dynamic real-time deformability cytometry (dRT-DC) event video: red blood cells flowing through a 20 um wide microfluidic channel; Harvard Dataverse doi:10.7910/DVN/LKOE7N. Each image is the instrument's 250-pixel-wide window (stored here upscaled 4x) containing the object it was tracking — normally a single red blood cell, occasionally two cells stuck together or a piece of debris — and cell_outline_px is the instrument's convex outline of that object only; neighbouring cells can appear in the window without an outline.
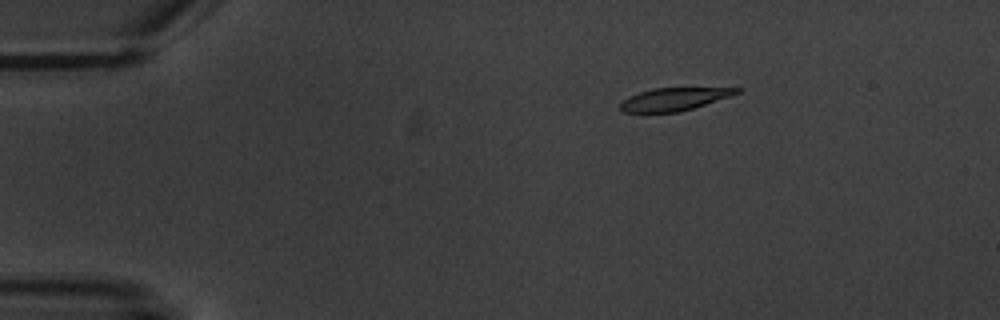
{"species": "common noctule bat (a hibernating species)", "species_latin": "Nyctalus noctula", "temperature_condition": "warm", "stored_images_in_passage": 5, "camera_frame_rate_fps": 3000, "um_per_image_px": 0.085, "animal": {"sex": "male", "body_mass_g": 20.1, "forearm_length_mm": 53.5}, "frame": {"image": 1, "passage_image": 2, "time_ms": 1.333, "image_size_px": [1000, 320], "cell_outline_px": [[744, 88], [740, 92], [732, 96], [680, 112], [624, 112], [620, 108], [620, 104], [628, 96], [640, 92], [656, 88]], "centroid_in_image_um": [57.33, 8.43], "position_along_channel_um": 27.7, "area_um2": 15.32}}
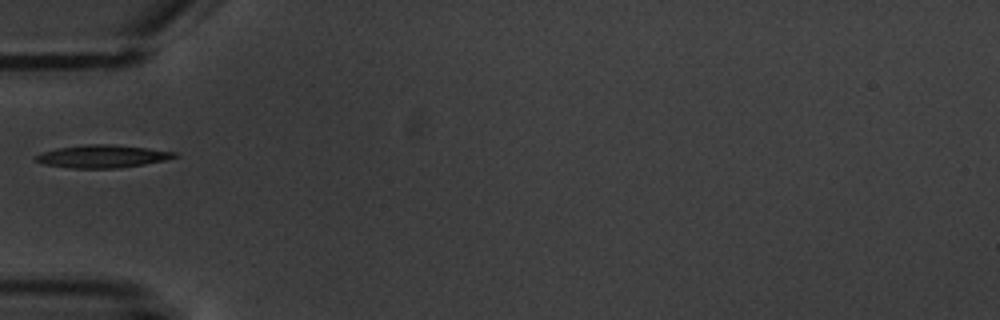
{"frame": {"image": 2, "passage_image": 5, "time_ms": 4.667, "image_size_px": [1000, 320], "cell_outline_px": [[180, 156], [164, 160], [144, 164], [120, 168], [72, 168], [44, 164], [36, 160], [32, 156], [40, 152], [56, 148], [88, 144], [112, 144], [148, 148], [176, 152]], "centroid_in_image_um": [8.68, 13.28], "position_along_channel_um": 76.3, "area_um2": 18.5}}